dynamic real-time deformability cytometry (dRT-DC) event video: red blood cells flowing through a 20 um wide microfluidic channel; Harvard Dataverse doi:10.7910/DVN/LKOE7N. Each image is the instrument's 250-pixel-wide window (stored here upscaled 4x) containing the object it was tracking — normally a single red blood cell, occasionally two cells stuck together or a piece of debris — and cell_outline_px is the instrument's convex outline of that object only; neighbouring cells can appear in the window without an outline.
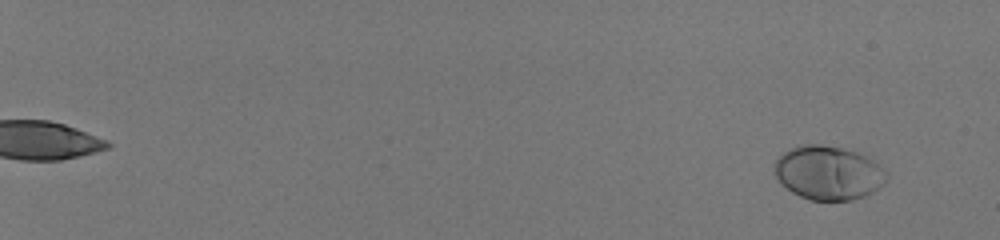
{"species": "human", "species_latin": "Homo sapiens", "temperature_condition": "room temperature", "stored_images_in_passage": 59, "camera_frame_rate_fps": 3000, "um_per_image_px": 0.085, "donor": {"sex": "male"}, "frame": {"image": 1, "passage_image": 5, "time_ms": 1.333, "image_size_px": [1000, 240], "cell_outline_px": [[888, 180], [884, 184], [872, 192], [864, 196], [852, 200], [812, 200], [800, 196], [792, 192], [776, 176], [776, 160], [784, 152], [792, 148], [804, 144], [820, 144], [840, 148], [856, 152], [872, 160], [884, 168], [888, 172]], "centroid_in_image_um": [70.46, 14.7], "position_along_channel_um": 14.5, "area_um2": 34.8}}
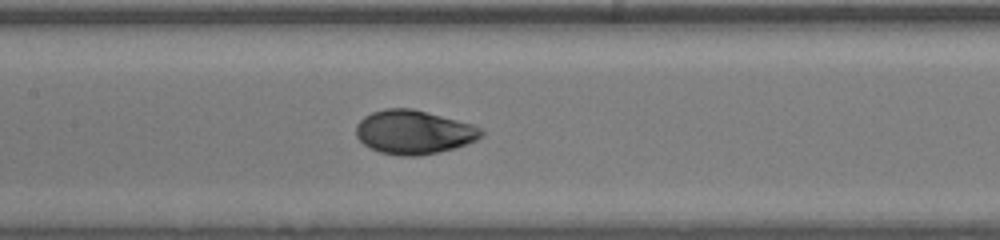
{"frame": {"image": 2, "passage_image": 36, "time_ms": 11.667, "image_size_px": [1000, 240], "cell_outline_px": [[484, 132], [476, 140], [452, 148], [436, 152], [416, 156], [400, 156], [380, 152], [368, 148], [356, 136], [356, 124], [364, 116], [372, 112], [384, 108], [412, 108], [472, 124], [480, 128]], "centroid_in_image_um": [35.11, 11.22], "position_along_channel_um": 172.3, "area_um2": 31.79}}
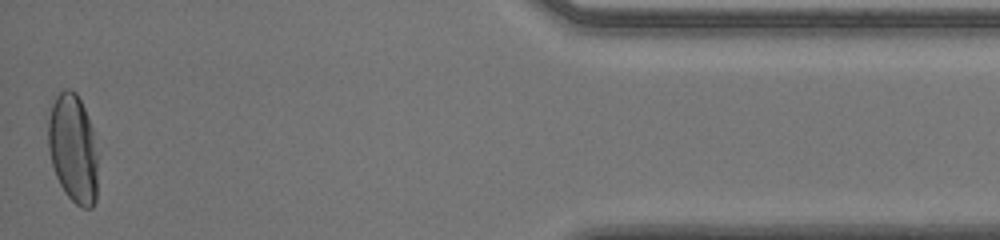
{"frame": {"image": 3, "passage_image": 59, "time_ms": 19.333, "image_size_px": [1000, 240], "cell_outline_px": [[96, 200], [92, 208], [80, 208], [64, 192], [56, 176], [52, 164], [48, 148], [48, 120], [52, 104], [56, 96], [64, 88], [68, 88], [76, 92], [84, 108], [92, 128], [96, 156]], "centroid_in_image_um": [6.19, 12.63], "position_along_channel_um": 429.0, "area_um2": 31.21}, "authors_computed_cell_mechanics": {"area_um2": 32.2524, "velocity_mm_per_s": 3.9913, "shape_relaxation_time_tau1_ms": 2.6095, "shape_relaxation_time_tau2_ms": null, "deformation_change_tau1": 0.1559, "deformation_change_tau2": null}}